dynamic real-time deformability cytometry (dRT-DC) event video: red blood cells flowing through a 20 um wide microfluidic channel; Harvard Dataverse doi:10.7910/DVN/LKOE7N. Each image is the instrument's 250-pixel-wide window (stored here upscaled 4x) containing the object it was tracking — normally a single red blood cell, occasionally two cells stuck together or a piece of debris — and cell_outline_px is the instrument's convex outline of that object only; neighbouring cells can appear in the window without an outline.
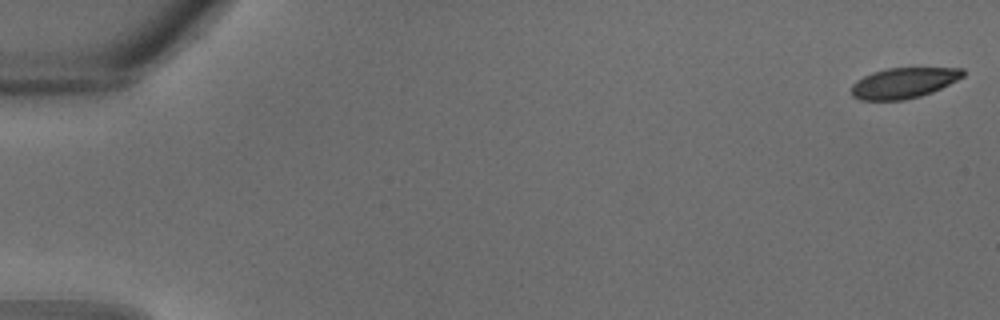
{"species": "common noctule bat (a hibernating species)", "species_latin": "Nyctalus noctula", "temperature_condition": "warm", "stored_images_in_passage": 5, "camera_frame_rate_fps": 3000, "um_per_image_px": 0.085, "animal": {"sex": "male", "body_mass_g": 18.8}, "frame": {"image": 1, "passage_image": 1, "time_ms": 0.0, "image_size_px": [1000, 320], "cell_outline_px": [[964, 76], [932, 92], [920, 96], [904, 100], [860, 100], [852, 96], [852, 84], [856, 80], [872, 72], [888, 68], [964, 68]], "centroid_in_image_um": [76.78, 7.05], "position_along_channel_um": 8.2, "area_um2": 19.77}}